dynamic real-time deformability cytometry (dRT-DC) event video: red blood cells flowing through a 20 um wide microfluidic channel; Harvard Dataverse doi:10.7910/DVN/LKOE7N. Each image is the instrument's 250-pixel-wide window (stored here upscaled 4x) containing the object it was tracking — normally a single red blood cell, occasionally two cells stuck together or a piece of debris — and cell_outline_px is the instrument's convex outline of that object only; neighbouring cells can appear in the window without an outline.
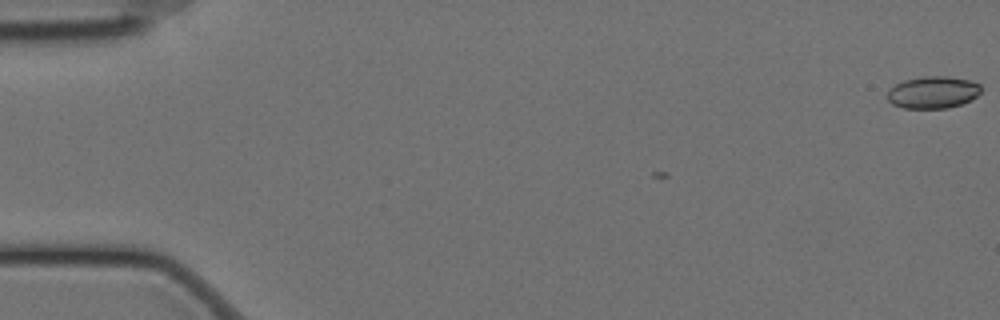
{"species": "Egyptian fruit bat (a non-hibernating species)", "species_latin": "Rousettus aegyptiacus", "temperature_condition": "cold", "stored_images_in_passage": 3, "camera_frame_rate_fps": 3000, "um_per_image_px": 0.085, "animal": {"sex": "female"}, "frame": {"image": 1, "passage_image": 3, "time_ms": 0.667, "image_size_px": [1000, 320], "cell_outline_px": [[980, 92], [976, 96], [960, 104], [948, 108], [904, 108], [892, 104], [888, 100], [888, 88], [904, 80], [924, 76], [948, 76], [972, 80], [980, 84]], "centroid_in_image_um": [79.28, 7.83], "position_along_channel_um": 5.7, "area_um2": 17.51}}